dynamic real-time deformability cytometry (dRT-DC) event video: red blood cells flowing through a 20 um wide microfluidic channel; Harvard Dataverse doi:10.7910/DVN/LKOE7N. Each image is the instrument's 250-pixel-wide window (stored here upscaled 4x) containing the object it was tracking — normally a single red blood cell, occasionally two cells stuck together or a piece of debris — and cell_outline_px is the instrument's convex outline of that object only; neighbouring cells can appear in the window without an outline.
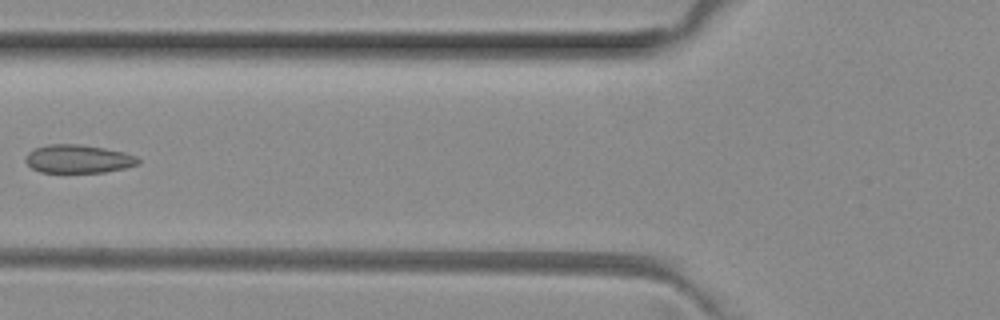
{"species": "common noctule bat (a hibernating species)", "species_latin": "Nyctalus noctula", "temperature_condition": "room temperature", "stored_images_in_passage": 3, "camera_frame_rate_fps": 3000, "um_per_image_px": 0.085, "animal": {"sex": "female", "body_mass_g": 29.2, "forearm_length_mm": 56.3}, "frame": {"image": 1, "passage_image": 2, "time_ms": 0.333, "image_size_px": [1000, 320], "cell_outline_px": [[140, 164], [124, 168], [104, 172], [40, 172], [32, 168], [24, 160], [28, 152], [36, 148], [48, 144], [76, 144], [104, 148], [124, 152], [136, 156], [140, 160]], "centroid_in_image_um": [6.65, 13.51], "position_along_channel_um": 119.1, "area_um2": 18.5}}
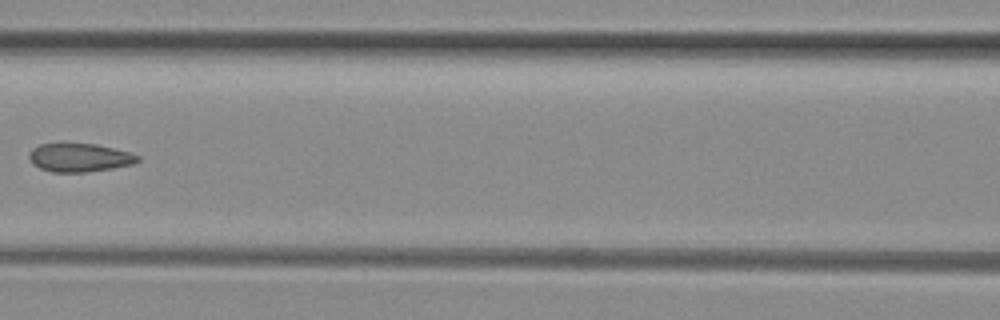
{"frame": {"image": 2, "passage_image": 3, "time_ms": 0.667, "image_size_px": [1000, 320], "cell_outline_px": [[140, 160], [132, 164], [112, 168], [88, 172], [52, 172], [40, 168], [32, 164], [28, 156], [32, 148], [40, 144], [96, 144], [128, 152], [140, 156]], "centroid_in_image_um": [6.74, 13.4], "position_along_channel_um": 159.9, "area_um2": 17.86}}